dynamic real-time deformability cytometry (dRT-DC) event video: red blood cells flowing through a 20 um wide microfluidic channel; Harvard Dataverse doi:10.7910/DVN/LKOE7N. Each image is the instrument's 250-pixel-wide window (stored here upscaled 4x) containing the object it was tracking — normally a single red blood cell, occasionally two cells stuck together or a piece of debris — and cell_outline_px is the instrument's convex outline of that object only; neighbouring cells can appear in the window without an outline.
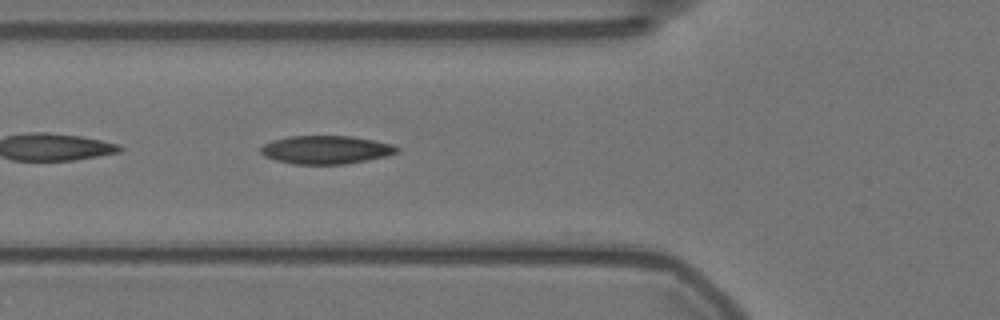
{"species": "Egyptian fruit bat (a non-hibernating species)", "species_latin": "Rousettus aegyptiacus", "temperature_condition": "warm", "stored_images_in_passage": 28, "camera_frame_rate_fps": 3000, "um_per_image_px": 0.085, "animal": {"sex": "female"}, "frame": {"image": 1, "passage_image": 5, "time_ms": 1.333, "image_size_px": [1000, 320], "cell_outline_px": [[400, 152], [388, 156], [344, 164], [292, 164], [276, 160], [264, 156], [260, 152], [260, 148], [264, 144], [272, 140], [288, 136], [352, 136], [392, 144], [400, 148]], "centroid_in_image_um": [27.71, 12.73], "position_along_channel_um": 98.1, "area_um2": 22.54}}
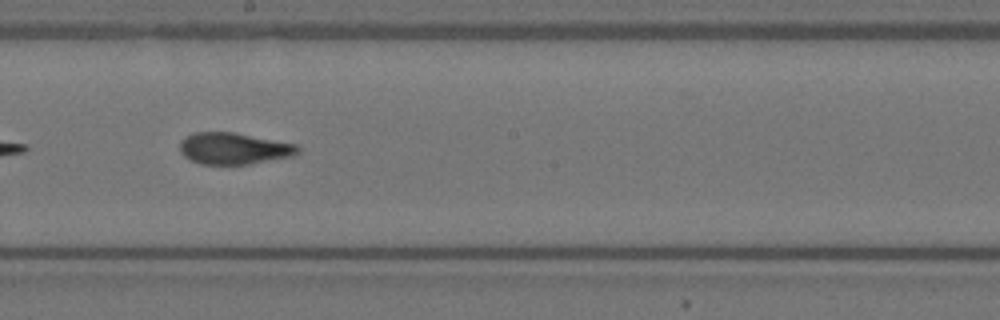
{"frame": {"image": 2, "passage_image": 16, "time_ms": 5.0, "image_size_px": [1000, 320], "cell_outline_px": [[300, 152], [292, 156], [248, 164], [200, 164], [184, 156], [180, 152], [180, 140], [192, 132], [232, 132], [296, 144], [300, 148]], "centroid_in_image_um": [19.85, 12.62], "position_along_channel_um": 228.4, "area_um2": 21.62}}
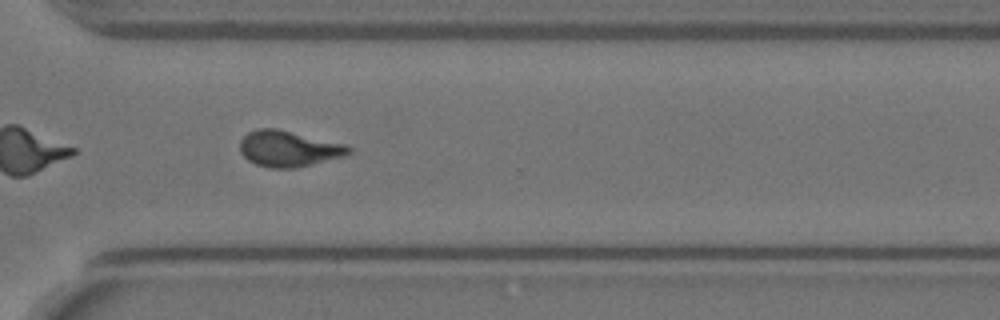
{"frame": {"image": 3, "passage_image": 26, "time_ms": 8.333, "image_size_px": [1000, 320], "cell_outline_px": [[352, 152], [348, 156], [296, 168], [268, 168], [256, 164], [248, 160], [240, 152], [240, 140], [248, 132], [256, 128], [276, 128], [344, 144], [352, 148]], "centroid_in_image_um": [24.54, 12.65], "position_along_channel_um": 346.1, "area_um2": 22.95}, "authors_computed_cell_mechanics": {"area_um2": 22.3975, "velocity_mm_per_s": 3.5401, "shape_relaxation_time_tau1_ms": null, "shape_relaxation_time_tau2_ms": 2.0369, "deformation_change_tau1": null, "deformation_change_tau2": 0.0792}}